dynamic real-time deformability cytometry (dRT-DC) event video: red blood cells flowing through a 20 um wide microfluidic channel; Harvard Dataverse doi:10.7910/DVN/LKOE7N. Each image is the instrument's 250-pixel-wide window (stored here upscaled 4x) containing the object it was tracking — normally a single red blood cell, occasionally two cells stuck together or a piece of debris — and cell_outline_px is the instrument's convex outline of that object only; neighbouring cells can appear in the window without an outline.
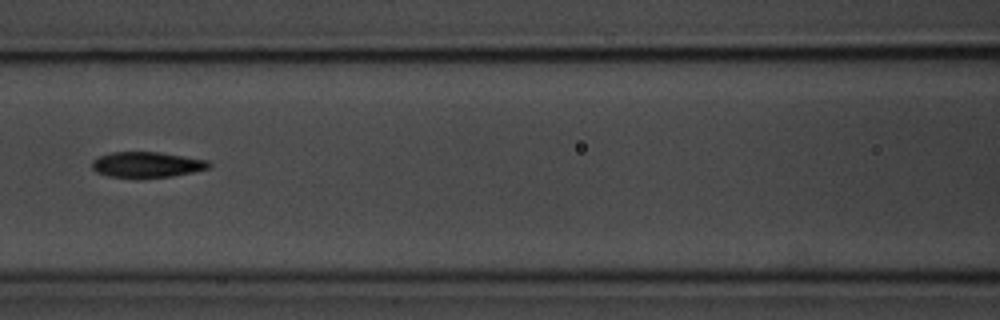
{"species": "common noctule bat (a hibernating species)", "species_latin": "Nyctalus noctula", "temperature_condition": "room temperature", "stored_images_in_passage": 4, "camera_frame_rate_fps": 3000, "um_per_image_px": 0.085, "animal": {"sex": "male", "body_mass_g": 20.1, "forearm_length_mm": 53.5}, "frame": {"image": 1, "passage_image": 4, "time_ms": 3.333, "image_size_px": [1000, 320], "cell_outline_px": [[212, 164], [208, 168], [192, 172], [172, 176], [108, 176], [96, 172], [92, 168], [92, 160], [100, 156], [112, 152], [160, 152], [208, 160]], "centroid_in_image_um": [12.49, 13.97], "position_along_channel_um": 154.1, "area_um2": 16.99}}